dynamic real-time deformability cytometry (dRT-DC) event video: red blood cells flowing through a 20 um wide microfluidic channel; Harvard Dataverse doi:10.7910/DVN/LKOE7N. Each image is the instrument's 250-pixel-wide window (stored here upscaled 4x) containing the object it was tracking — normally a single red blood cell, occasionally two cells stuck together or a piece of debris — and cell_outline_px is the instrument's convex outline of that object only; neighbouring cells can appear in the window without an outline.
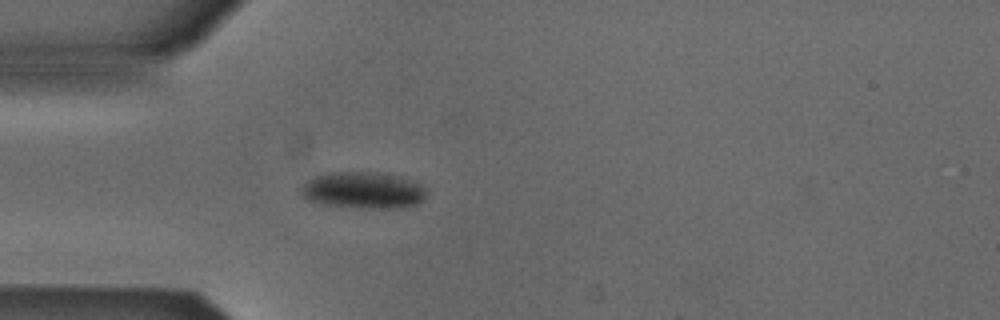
{"species": "Egyptian fruit bat (a non-hibernating species)", "species_latin": "Rousettus aegyptiacus", "temperature_condition": "cold", "stored_images_in_passage": 40, "camera_frame_rate_fps": 3000, "um_per_image_px": 0.085, "animal": {"sex": "male"}, "frame": {"image": 1, "passage_image": 1, "time_ms": 0.0, "image_size_px": [1000, 320], "cell_outline_px": [[424, 200], [416, 204], [400, 208], [364, 208], [324, 204], [308, 200], [300, 192], [300, 188], [312, 176], [324, 172], [380, 172], [400, 176], [420, 184], [424, 188]], "centroid_in_image_um": [30.84, 16.15], "position_along_channel_um": 54.2, "area_um2": 26.82}}
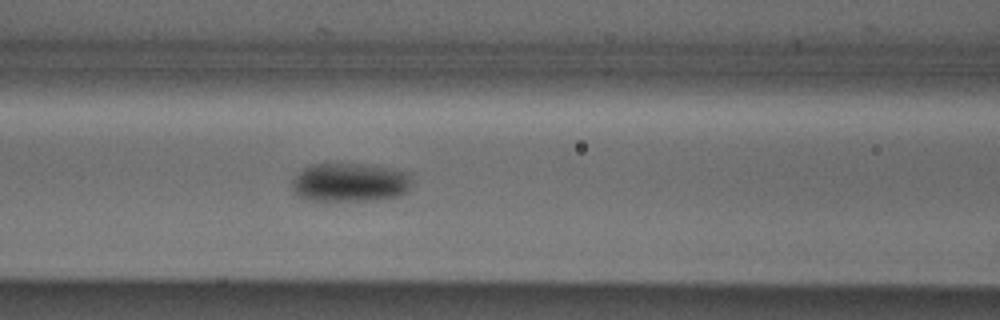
{"frame": {"image": 2, "passage_image": 8, "time_ms": 2.333, "image_size_px": [1000, 320], "cell_outline_px": [[412, 180], [408, 188], [400, 196], [364, 200], [304, 200], [296, 196], [292, 188], [292, 180], [304, 168], [312, 164], [336, 160], [368, 164], [392, 168], [412, 172]], "centroid_in_image_um": [29.73, 15.44], "position_along_channel_um": 136.9, "area_um2": 28.03}}
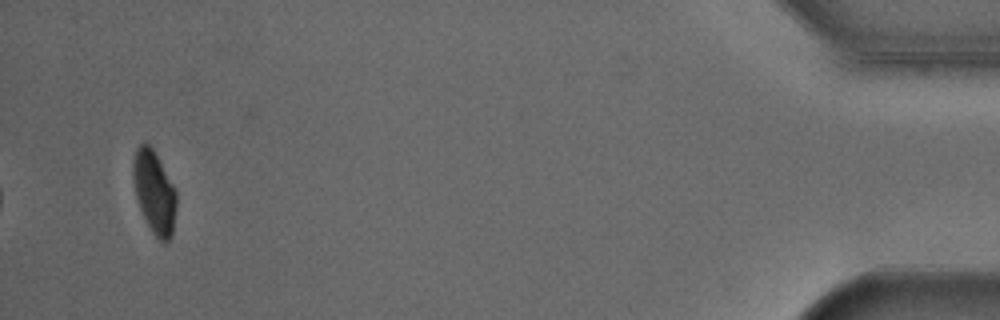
{"frame": {"image": 3, "passage_image": 37, "time_ms": 12.0, "image_size_px": [1000, 320], "cell_outline_px": [[176, 208], [172, 236], [164, 244], [152, 232], [140, 208], [136, 196], [132, 176], [132, 164], [136, 148], [144, 140], [152, 148], [176, 192]], "centroid_in_image_um": [13.09, 16.33], "position_along_channel_um": 422.1, "area_um2": 20.58}}